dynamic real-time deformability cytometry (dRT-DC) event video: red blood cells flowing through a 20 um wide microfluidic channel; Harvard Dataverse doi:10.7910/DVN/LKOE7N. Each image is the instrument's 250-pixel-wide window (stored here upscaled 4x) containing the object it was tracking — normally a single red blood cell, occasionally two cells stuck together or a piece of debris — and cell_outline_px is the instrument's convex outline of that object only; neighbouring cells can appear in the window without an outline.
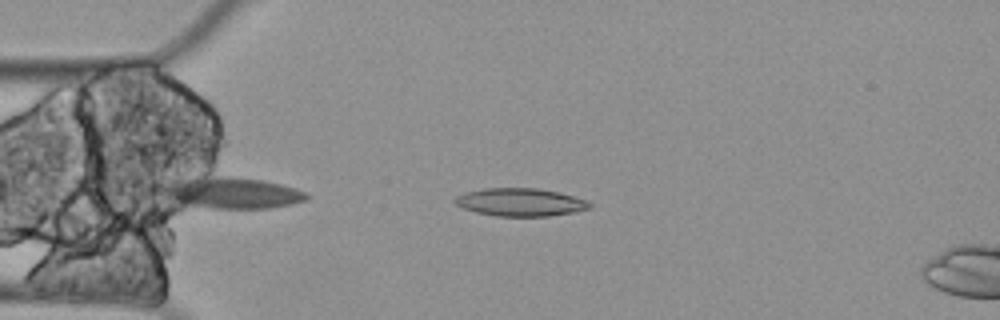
{"species": "Egyptian fruit bat (a non-hibernating species)", "species_latin": "Rousettus aegyptiacus", "temperature_condition": "cold", "stored_images_in_passage": 5, "segment_of_instrument_passage": [1, 2], "camera_frame_rate_fps": 3000, "um_per_image_px": 0.085, "animal": {"sex": "female"}, "frame": {"image": 1, "passage_image": 3, "time_ms": 0.667, "image_size_px": [1000, 320], "cell_outline_px": [[592, 208], [576, 212], [548, 216], [496, 216], [476, 212], [464, 208], [456, 204], [452, 200], [456, 196], [464, 192], [484, 188], [536, 188], [556, 192], [588, 200], [592, 204]], "centroid_in_image_um": [44.23, 17.19], "position_along_channel_um": 40.8, "area_um2": 21.96}}